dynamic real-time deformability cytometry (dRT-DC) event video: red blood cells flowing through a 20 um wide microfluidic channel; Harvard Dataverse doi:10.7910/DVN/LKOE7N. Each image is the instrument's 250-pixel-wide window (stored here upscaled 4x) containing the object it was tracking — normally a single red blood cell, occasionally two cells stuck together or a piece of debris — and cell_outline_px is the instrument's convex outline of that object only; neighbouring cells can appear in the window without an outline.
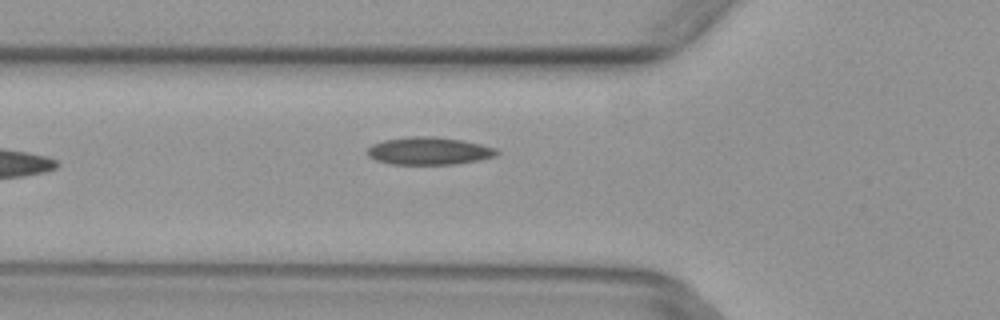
{"species": "common noctule bat (a hibernating species)", "species_latin": "Nyctalus noctula", "temperature_condition": "warm", "stored_images_in_passage": 5, "camera_frame_rate_fps": 3000, "um_per_image_px": 0.085, "animal": {"sex": "female", "body_mass_g": 29.2, "forearm_length_mm": 56.3}, "frame": {"image": 1, "passage_image": 5, "time_ms": 1.333, "image_size_px": [1000, 320], "cell_outline_px": [[500, 152], [496, 156], [480, 160], [452, 164], [388, 164], [376, 160], [368, 156], [368, 148], [372, 144], [384, 140], [412, 136], [436, 136], [464, 140], [496, 148]], "centroid_in_image_um": [36.48, 12.82], "position_along_channel_um": 89.3, "area_um2": 20.92}}